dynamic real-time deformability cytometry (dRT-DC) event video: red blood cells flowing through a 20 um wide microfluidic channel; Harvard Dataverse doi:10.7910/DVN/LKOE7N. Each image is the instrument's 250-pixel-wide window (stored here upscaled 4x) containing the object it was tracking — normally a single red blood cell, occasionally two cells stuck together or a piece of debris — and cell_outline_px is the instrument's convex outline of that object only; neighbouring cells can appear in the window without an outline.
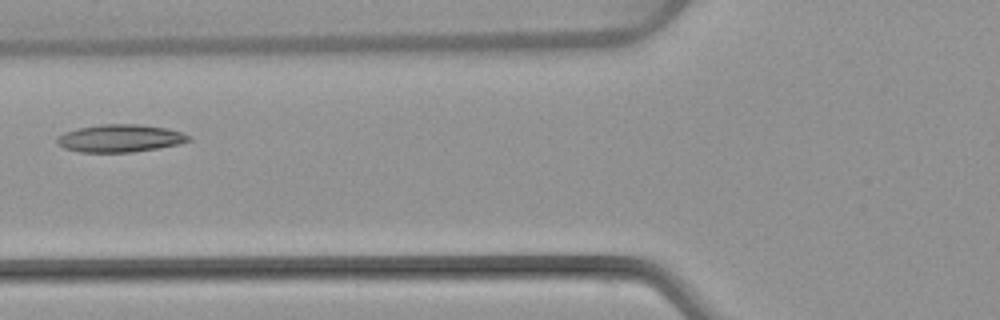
{"species": "common noctule bat (a hibernating species)", "species_latin": "Nyctalus noctula", "temperature_condition": "warm", "stored_images_in_passage": 5, "camera_frame_rate_fps": 3000, "um_per_image_px": 0.085, "animal": {"sex": "female", "body_mass_g": 22.7, "forearm_length_mm": 54.2}, "frame": {"image": 1, "passage_image": 5, "time_ms": 5.0, "image_size_px": [1000, 320], "cell_outline_px": [[192, 140], [180, 144], [160, 148], [132, 152], [80, 152], [64, 148], [56, 144], [56, 136], [64, 132], [80, 128], [100, 124], [140, 124], [168, 128], [192, 136]], "centroid_in_image_um": [10.22, 11.75], "position_along_channel_um": 115.6, "area_um2": 21.44}}